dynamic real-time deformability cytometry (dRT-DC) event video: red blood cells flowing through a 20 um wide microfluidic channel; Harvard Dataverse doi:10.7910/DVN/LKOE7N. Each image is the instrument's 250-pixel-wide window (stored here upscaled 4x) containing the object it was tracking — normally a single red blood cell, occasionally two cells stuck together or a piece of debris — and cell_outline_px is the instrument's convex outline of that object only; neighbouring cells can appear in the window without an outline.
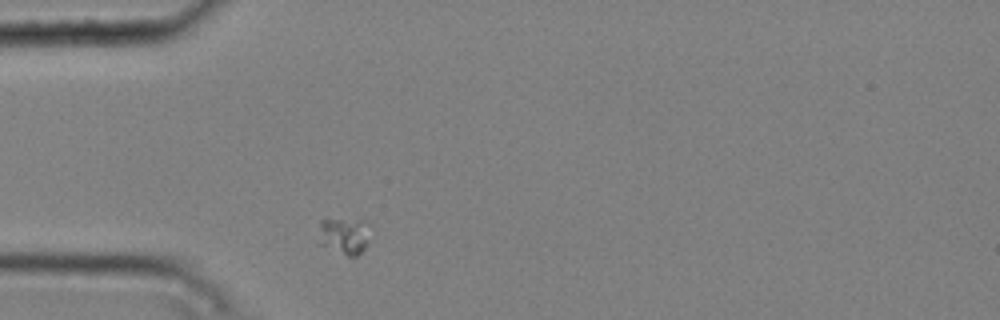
{"species": "common noctule bat (a hibernating species)", "species_latin": "Nyctalus noctula", "temperature_condition": "cold", "stored_images_in_passage": 1, "camera_frame_rate_fps": 3000, "um_per_image_px": 0.085, "animal": {"sex": "male", "body_mass_g": 20.4}, "frame": {"image": 1, "passage_image": 1, "time_ms": 0.0, "image_size_px": [1000, 320], "cell_outline_px": [[372, 224], [368, 240], [364, 248], [356, 256], [348, 256], [316, 244], [320, 220], [368, 220]], "centroid_in_image_um": [29.25, 20.03], "position_along_channel_um": 55.7, "area_um2": 11.5}}